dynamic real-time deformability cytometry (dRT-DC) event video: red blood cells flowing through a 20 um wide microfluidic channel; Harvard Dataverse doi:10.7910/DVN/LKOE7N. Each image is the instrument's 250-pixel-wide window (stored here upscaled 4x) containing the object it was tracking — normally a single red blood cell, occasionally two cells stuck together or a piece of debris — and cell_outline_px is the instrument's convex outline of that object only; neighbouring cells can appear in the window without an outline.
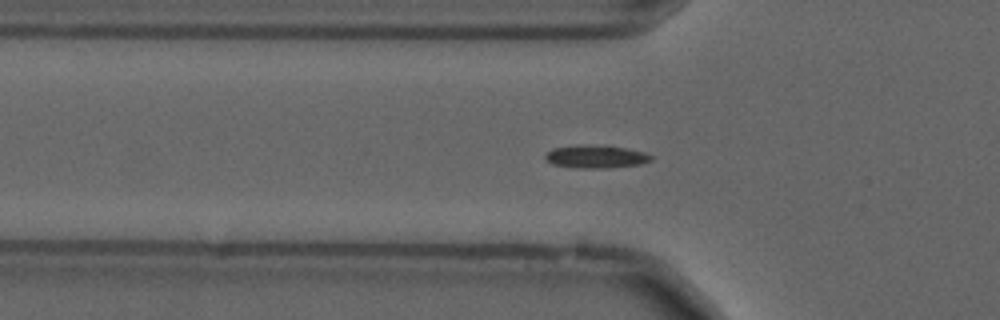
{"species": "common noctule bat (a hibernating species)", "species_latin": "Nyctalus noctula", "temperature_condition": "cold", "stored_images_in_passage": 53, "camera_frame_rate_fps": 3000, "um_per_image_px": 0.085, "animal": {"sex": "male", "forearm_length_mm": 52.5}, "frame": {"image": 1, "passage_image": 16, "time_ms": 5.0, "image_size_px": [1000, 320], "cell_outline_px": [[652, 160], [640, 164], [608, 168], [580, 168], [552, 164], [544, 156], [552, 148], [580, 144], [608, 144], [644, 152], [652, 156]], "centroid_in_image_um": [50.67, 13.28], "position_along_channel_um": 75.1, "area_um2": 14.39}}
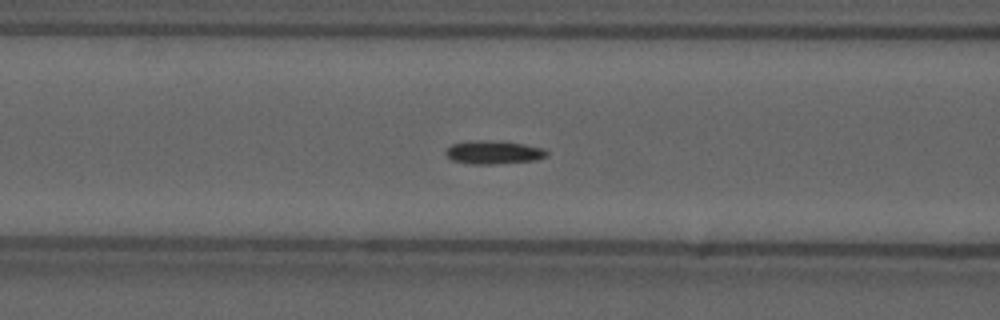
{"frame": {"image": 2, "passage_image": 20, "time_ms": 6.333, "image_size_px": [1000, 320], "cell_outline_px": [[548, 156], [536, 160], [492, 164], [472, 164], [452, 160], [444, 152], [452, 144], [472, 140], [484, 140], [524, 144], [544, 148], [548, 152]], "centroid_in_image_um": [41.97, 12.95], "position_along_channel_um": 124.6, "area_um2": 13.64}}
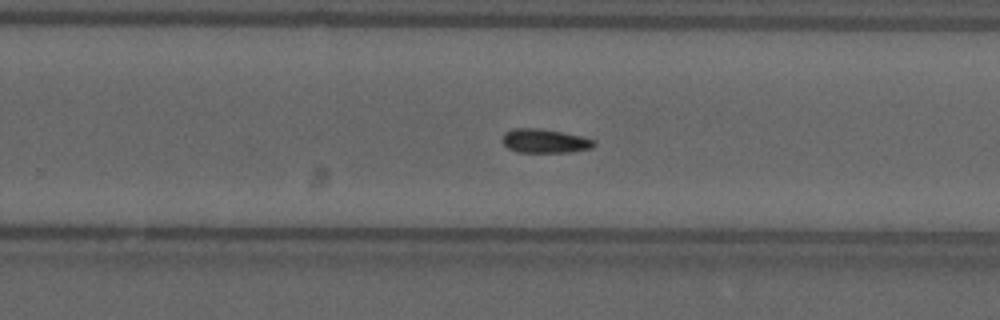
{"frame": {"image": 3, "passage_image": 33, "time_ms": 10.667, "image_size_px": [1000, 320], "cell_outline_px": [[596, 144], [592, 148], [568, 152], [516, 152], [508, 148], [500, 140], [504, 132], [512, 128], [540, 128], [584, 136], [596, 140]], "centroid_in_image_um": [46.29, 11.97], "position_along_channel_um": 283.5, "area_um2": 13.06}}